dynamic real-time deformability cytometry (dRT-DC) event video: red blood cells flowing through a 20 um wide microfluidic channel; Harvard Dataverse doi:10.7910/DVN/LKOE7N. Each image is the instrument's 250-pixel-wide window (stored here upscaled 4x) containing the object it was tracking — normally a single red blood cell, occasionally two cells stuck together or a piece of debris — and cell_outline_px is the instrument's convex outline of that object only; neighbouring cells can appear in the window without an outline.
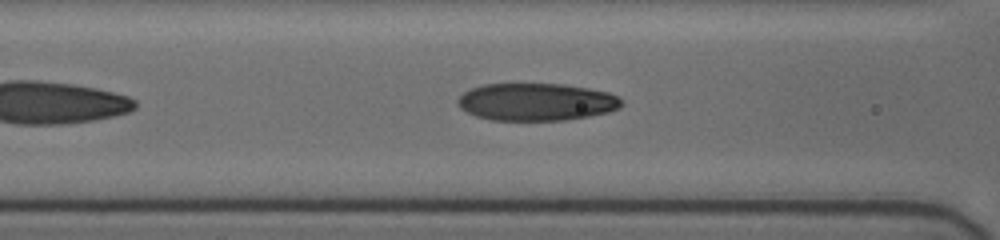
{"species": "human", "species_latin": "Homo sapiens", "temperature_condition": "cold", "stored_images_in_passage": 32, "camera_frame_rate_fps": 3000, "um_per_image_px": 0.085, "donor": {"sex": "female"}, "frame": {"image": 1, "passage_image": 8, "time_ms": 2.333, "image_size_px": [1000, 240], "cell_outline_px": [[624, 104], [608, 112], [588, 116], [564, 120], [492, 120], [476, 116], [460, 108], [456, 104], [456, 100], [464, 92], [472, 88], [484, 84], [564, 84], [588, 88], [608, 92], [616, 96]], "centroid_in_image_um": [45.55, 8.66], "position_along_channel_um": 121.0, "area_um2": 35.6}}
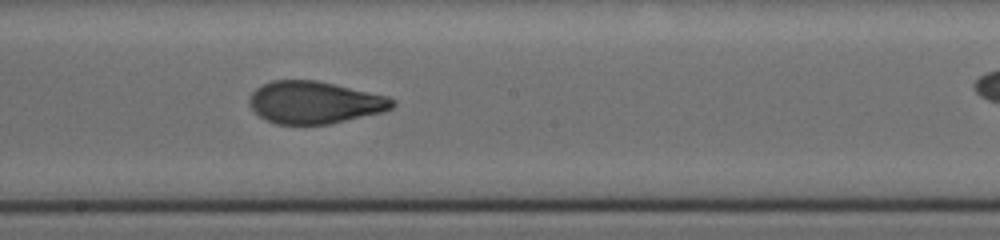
{"frame": {"image": 2, "passage_image": 16, "time_ms": 5.0, "image_size_px": [1000, 240], "cell_outline_px": [[396, 104], [392, 108], [380, 112], [328, 124], [276, 124], [260, 116], [248, 104], [248, 100], [252, 92], [256, 88], [272, 80], [316, 80], [388, 96], [396, 100]], "centroid_in_image_um": [26.73, 8.7], "position_along_channel_um": 221.5, "area_um2": 34.97}}
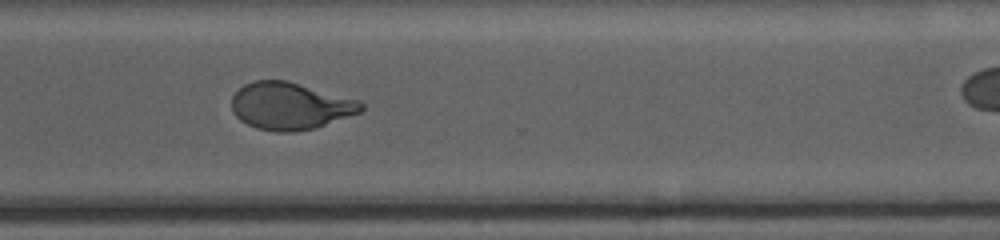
{"frame": {"image": 3, "passage_image": 26, "time_ms": 8.333, "image_size_px": [1000, 240], "cell_outline_px": [[364, 108], [360, 112], [312, 128], [292, 132], [276, 132], [256, 128], [240, 120], [232, 112], [232, 96], [244, 84], [256, 80], [288, 80], [360, 100], [364, 104]], "centroid_in_image_um": [24.65, 8.99], "position_along_channel_um": 346.0, "area_um2": 35.49}}